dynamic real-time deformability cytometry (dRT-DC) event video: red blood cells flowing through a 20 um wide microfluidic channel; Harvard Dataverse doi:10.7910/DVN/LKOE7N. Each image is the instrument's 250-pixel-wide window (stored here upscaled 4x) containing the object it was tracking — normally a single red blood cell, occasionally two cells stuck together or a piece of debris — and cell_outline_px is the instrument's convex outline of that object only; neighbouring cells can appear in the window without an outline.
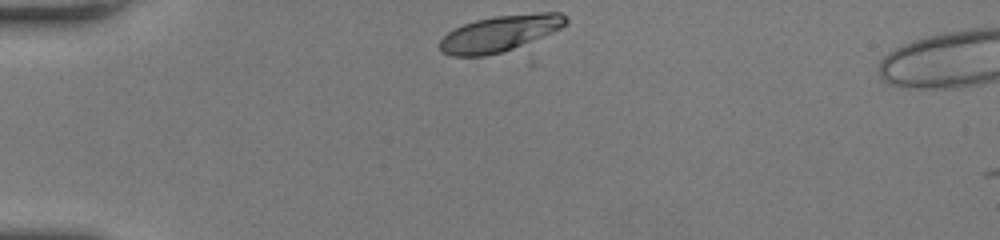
{"species": "human", "species_latin": "Homo sapiens", "temperature_condition": "room temperature", "stored_images_in_passage": 18, "camera_frame_rate_fps": 3000, "um_per_image_px": 0.085, "donor": {"sex": "female"}, "frame": {"image": 1, "passage_image": 1, "time_ms": 0.0, "image_size_px": [1000, 240], "cell_outline_px": [[568, 24], [560, 28], [512, 48], [500, 52], [484, 56], [452, 56], [444, 52], [440, 48], [440, 40], [448, 32], [464, 24], [476, 20], [496, 16], [540, 12], [560, 12], [568, 20]], "centroid_in_image_um": [42.47, 2.82], "position_along_channel_um": 42.5, "area_um2": 25.84}}
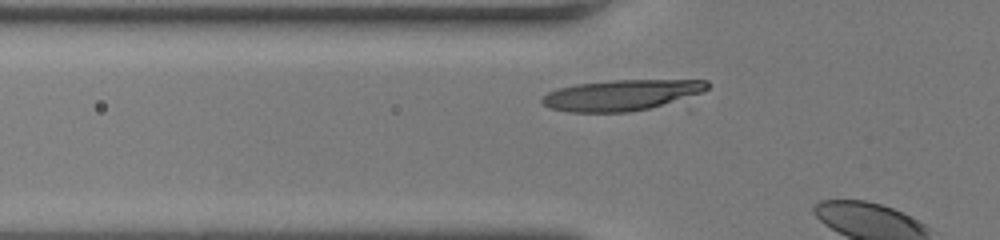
{"frame": {"image": 2, "passage_image": 14, "time_ms": 4.333, "image_size_px": [1000, 240], "cell_outline_px": [[708, 88], [692, 108], [688, 112], [568, 112], [548, 108], [540, 100], [548, 92], [560, 88], [576, 84], [612, 80], [708, 80]], "centroid_in_image_um": [53.35, 8.19], "position_along_channel_um": 72.5, "area_um2": 33.41}}